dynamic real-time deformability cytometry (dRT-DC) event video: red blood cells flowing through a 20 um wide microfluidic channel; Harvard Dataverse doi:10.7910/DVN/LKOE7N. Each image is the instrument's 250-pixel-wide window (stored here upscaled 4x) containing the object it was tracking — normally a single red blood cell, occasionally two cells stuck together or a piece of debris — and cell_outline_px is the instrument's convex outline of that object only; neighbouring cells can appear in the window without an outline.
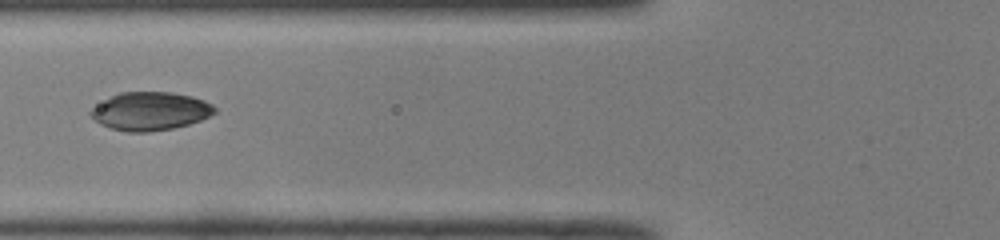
{"species": "common noctule bat (a hibernating species)", "species_latin": "Nyctalus noctula", "temperature_condition": "room temperature", "stored_images_in_passage": 22, "camera_frame_rate_fps": 3000, "um_per_image_px": 0.085, "animal": {"sex": "male", "body_mass_g": 19.0, "forearm_length_mm": 50.8}, "frame": {"image": 1, "passage_image": 10, "time_ms": 3.0, "image_size_px": [1000, 240], "cell_outline_px": [[216, 112], [200, 120], [188, 124], [172, 128], [148, 132], [128, 132], [112, 128], [100, 124], [88, 112], [92, 108], [104, 100], [120, 92], [172, 92], [192, 96], [204, 100], [212, 104], [216, 108]], "centroid_in_image_um": [12.78, 9.44], "position_along_channel_um": 113.0, "area_um2": 27.46}}
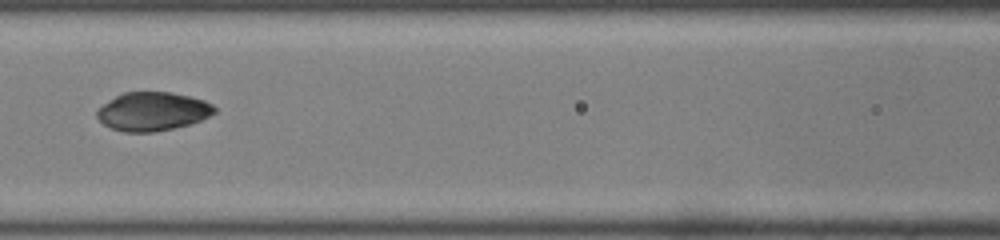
{"frame": {"image": 2, "passage_image": 13, "time_ms": 4.0, "image_size_px": [1000, 240], "cell_outline_px": [[216, 112], [200, 120], [188, 124], [172, 128], [152, 132], [124, 132], [112, 128], [104, 124], [96, 116], [96, 112], [104, 104], [116, 96], [124, 92], [172, 92], [204, 100], [212, 104], [216, 108]], "centroid_in_image_um": [12.98, 9.47], "position_along_channel_um": 153.6, "area_um2": 26.13}}
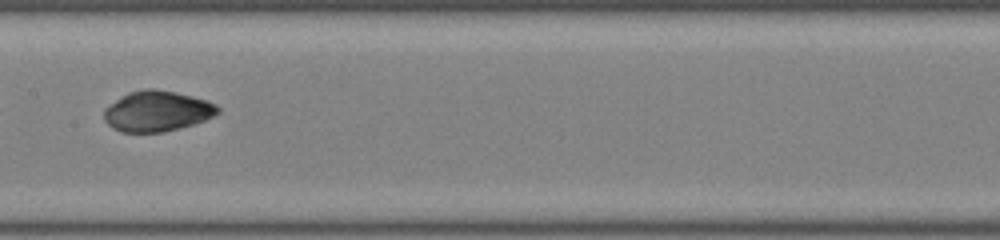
{"frame": {"image": 3, "passage_image": 16, "time_ms": 5.0, "image_size_px": [1000, 240], "cell_outline_px": [[220, 112], [204, 120], [192, 124], [164, 132], [120, 132], [112, 128], [104, 120], [104, 108], [128, 92], [144, 88], [152, 88], [176, 92], [208, 100], [216, 104], [220, 108]], "centroid_in_image_um": [13.34, 9.44], "position_along_channel_um": 194.1, "area_um2": 26.93}}